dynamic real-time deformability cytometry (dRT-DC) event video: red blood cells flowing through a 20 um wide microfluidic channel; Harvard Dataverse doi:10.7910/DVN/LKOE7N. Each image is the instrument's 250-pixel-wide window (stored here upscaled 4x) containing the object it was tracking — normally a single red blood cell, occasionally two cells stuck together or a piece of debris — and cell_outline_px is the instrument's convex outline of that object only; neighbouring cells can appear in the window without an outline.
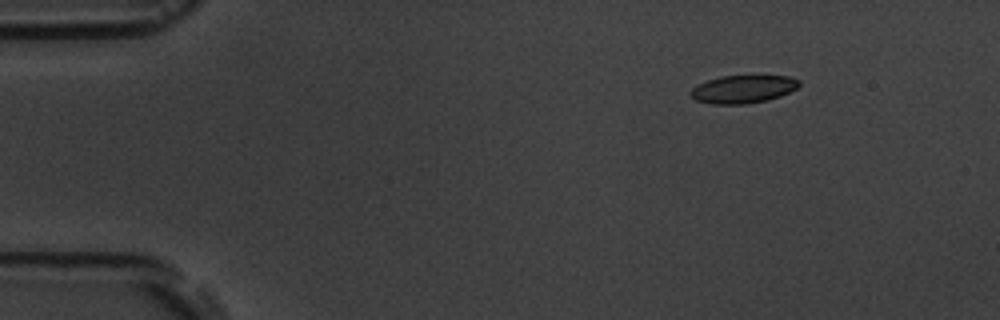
{"species": "common noctule bat (a hibernating species)", "species_latin": "Nyctalus noctula", "temperature_condition": "room temperature", "stored_images_in_passage": 9, "camera_frame_rate_fps": 3000, "um_per_image_px": 0.085, "animal": {"sex": "male", "body_mass_g": 19.5, "forearm_length_mm": 54.6}, "frame": {"image": 1, "passage_image": 1, "time_ms": 0.0, "image_size_px": [1000, 320], "cell_outline_px": [[800, 84], [796, 88], [780, 96], [748, 104], [712, 104], [696, 100], [688, 96], [688, 92], [692, 88], [708, 80], [720, 76], [788, 76], [800, 80]], "centroid_in_image_um": [63.12, 7.58], "position_along_channel_um": 21.9, "area_um2": 17.57}}
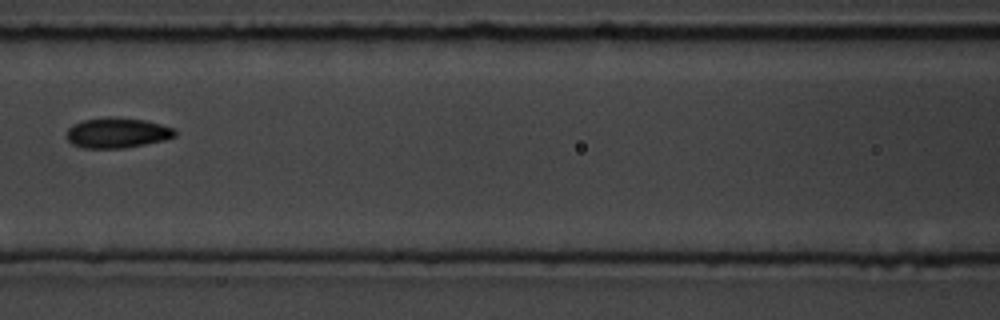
{"frame": {"image": 2, "passage_image": 6, "time_ms": 6.0, "image_size_px": [1000, 320], "cell_outline_px": [[176, 136], [164, 140], [124, 148], [84, 148], [72, 144], [68, 140], [68, 128], [72, 124], [84, 120], [108, 116], [144, 120], [176, 128]], "centroid_in_image_um": [9.97, 11.28], "position_along_channel_um": 156.6, "area_um2": 19.07}}
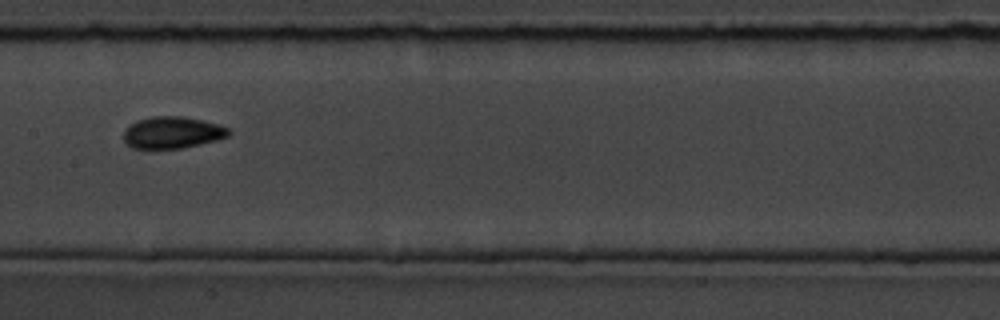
{"frame": {"image": 3, "passage_image": 7, "time_ms": 7.0, "image_size_px": [1000, 320], "cell_outline_px": [[232, 132], [228, 136], [216, 140], [200, 144], [180, 148], [132, 148], [124, 140], [124, 128], [136, 120], [152, 116], [180, 116], [204, 120], [228, 128]], "centroid_in_image_um": [14.63, 11.25], "position_along_channel_um": 192.8, "area_um2": 19.42}}